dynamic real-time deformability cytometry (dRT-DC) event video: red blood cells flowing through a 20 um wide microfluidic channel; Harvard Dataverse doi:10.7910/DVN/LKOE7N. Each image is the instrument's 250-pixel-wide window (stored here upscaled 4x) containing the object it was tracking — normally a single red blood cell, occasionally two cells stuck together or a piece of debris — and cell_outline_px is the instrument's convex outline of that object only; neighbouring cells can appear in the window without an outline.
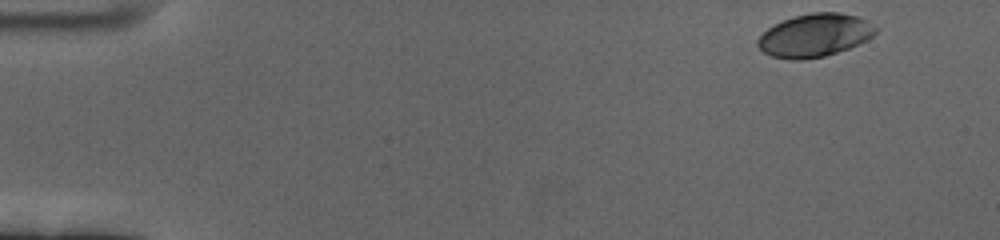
{"species": "human", "species_latin": "Homo sapiens", "temperature_condition": "cold", "stored_images_in_passage": 56, "camera_frame_rate_fps": 3000, "um_per_image_px": 0.085, "donor": {"sex": "female"}, "frame": {"image": 1, "passage_image": 1, "time_ms": 0.0, "image_size_px": [1000, 240], "cell_outline_px": [[876, 32], [872, 36], [848, 48], [824, 56], [804, 60], [788, 60], [772, 56], [764, 52], [756, 44], [756, 40], [768, 28], [792, 16], [812, 12], [840, 12], [856, 16], [864, 20], [876, 28]], "centroid_in_image_um": [69.2, 3.0], "position_along_channel_um": 15.8, "area_um2": 29.25}}
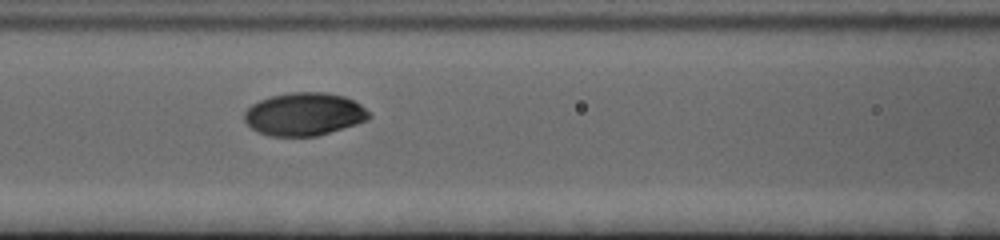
{"frame": {"image": 2, "passage_image": 23, "time_ms": 7.333, "image_size_px": [1000, 240], "cell_outline_px": [[372, 116], [368, 120], [356, 124], [316, 136], [268, 136], [256, 132], [244, 120], [244, 112], [252, 104], [260, 100], [272, 96], [292, 92], [324, 92], [344, 96], [360, 104]], "centroid_in_image_um": [25.84, 9.71], "position_along_channel_um": 140.8, "area_um2": 31.1}}
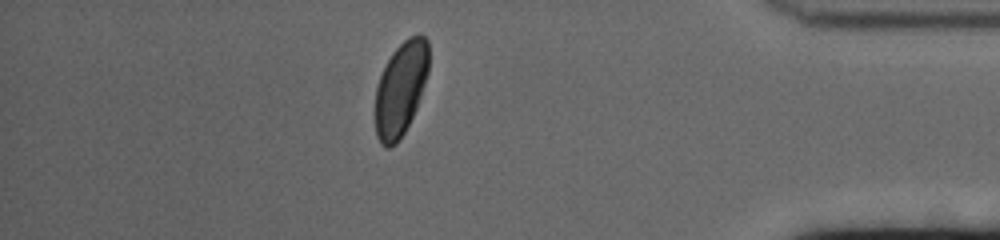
{"frame": {"image": 3, "passage_image": 49, "time_ms": 16.0, "image_size_px": [1000, 240], "cell_outline_px": [[428, 72], [416, 108], [400, 140], [396, 144], [388, 148], [384, 148], [380, 144], [376, 136], [372, 112], [376, 88], [380, 76], [392, 52], [408, 36], [420, 32], [428, 40]], "centroid_in_image_um": [34.01, 7.58], "position_along_channel_um": 401.2, "area_um2": 29.88}, "authors_computed_cell_mechanics": {"area_um2": 29.478, "velocity_mm_per_s": 3.3919, "shape_relaxation_time_tau1_ms": 2.3433, "shape_relaxation_time_tau2_ms": null, "deformation_change_tau1": 0.1213, "deformation_change_tau2": null}}